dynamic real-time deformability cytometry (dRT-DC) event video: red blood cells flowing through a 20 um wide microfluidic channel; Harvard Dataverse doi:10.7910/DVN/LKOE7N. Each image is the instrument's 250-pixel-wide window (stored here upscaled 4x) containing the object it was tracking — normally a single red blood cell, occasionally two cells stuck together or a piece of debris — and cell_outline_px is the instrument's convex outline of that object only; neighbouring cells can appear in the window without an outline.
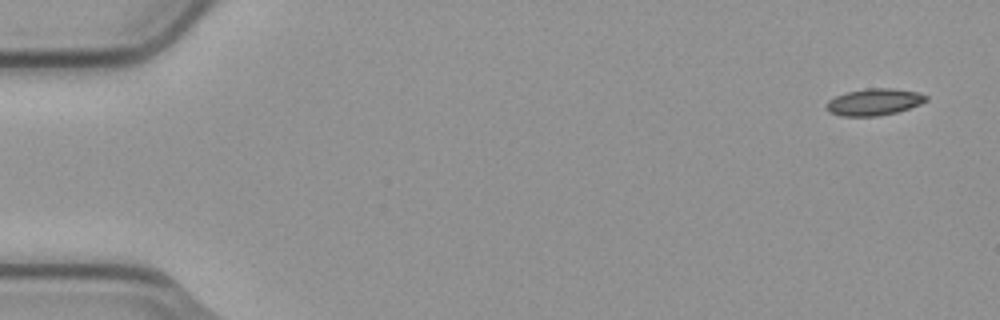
{"species": "common noctule bat (a hibernating species)", "species_latin": "Nyctalus noctula", "temperature_condition": "cold", "stored_images_in_passage": 5, "camera_frame_rate_fps": 3000, "um_per_image_px": 0.085, "animal": {"sex": "male", "body_mass_g": 23.1, "forearm_length_mm": 52.7}, "frame": {"image": 1, "passage_image": 1, "time_ms": 0.0, "image_size_px": [1000, 320], "cell_outline_px": [[928, 100], [920, 104], [896, 112], [876, 116], [840, 116], [828, 112], [828, 100], [836, 96], [848, 92], [868, 88], [892, 88], [916, 92], [928, 96]], "centroid_in_image_um": [74.31, 8.67], "position_along_channel_um": 10.7, "area_um2": 15.32}}
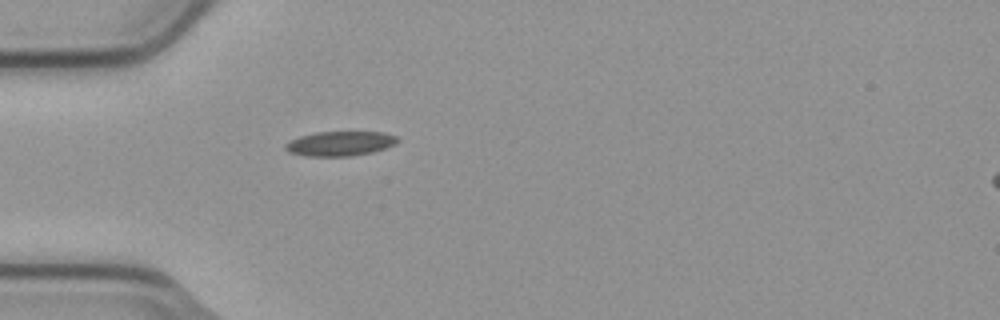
{"frame": {"image": 2, "passage_image": 5, "time_ms": 1.333, "image_size_px": [1000, 320], "cell_outline_px": [[400, 140], [396, 144], [372, 152], [352, 156], [304, 156], [288, 152], [284, 148], [284, 144], [288, 140], [300, 136], [316, 132], [384, 132], [396, 136]], "centroid_in_image_um": [28.87, 12.2], "position_along_channel_um": 56.1, "area_um2": 16.24}}